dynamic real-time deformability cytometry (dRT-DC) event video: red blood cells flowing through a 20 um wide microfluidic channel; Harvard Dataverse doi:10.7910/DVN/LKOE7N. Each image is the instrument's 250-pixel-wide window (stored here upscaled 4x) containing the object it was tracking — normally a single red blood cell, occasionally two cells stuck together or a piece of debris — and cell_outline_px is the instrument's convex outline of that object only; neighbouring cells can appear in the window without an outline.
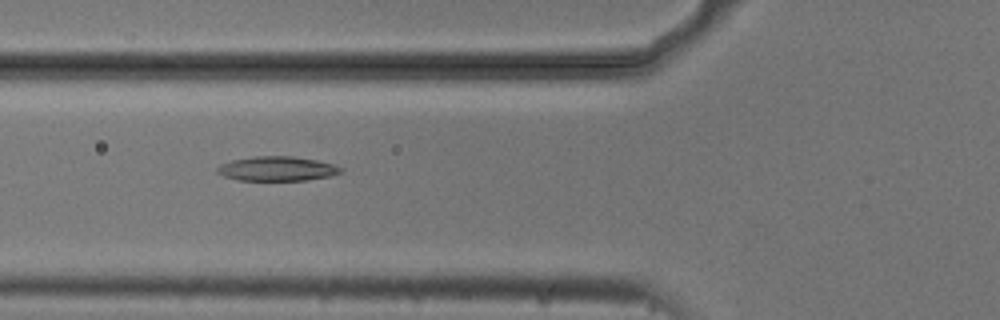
{"species": "common noctule bat (a hibernating species)", "species_latin": "Nyctalus noctula", "temperature_condition": "cold", "stored_images_in_passage": 29, "camera_frame_rate_fps": 3000, "um_per_image_px": 0.085, "animal": {"sex": "male", "body_mass_g": 20.5, "forearm_length_mm": 52.5}, "frame": {"image": 1, "passage_image": 3, "time_ms": 0.667, "image_size_px": [1000, 320], "cell_outline_px": [[344, 172], [332, 176], [304, 180], [236, 180], [224, 176], [216, 172], [216, 168], [220, 164], [232, 160], [252, 156], [292, 156], [316, 160], [336, 164], [344, 168]], "centroid_in_image_um": [23.59, 14.33], "position_along_channel_um": 102.2, "area_um2": 17.86}}
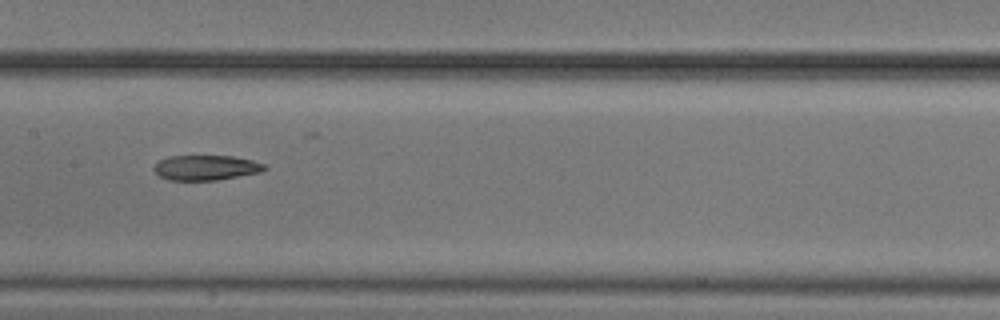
{"frame": {"image": 2, "passage_image": 10, "time_ms": 3.0, "image_size_px": [1000, 320], "cell_outline_px": [[268, 168], [260, 172], [216, 180], [168, 180], [160, 176], [152, 168], [160, 160], [168, 156], [232, 156], [252, 160], [264, 164]], "centroid_in_image_um": [17.5, 14.25], "position_along_channel_um": 189.9, "area_um2": 16.01}}
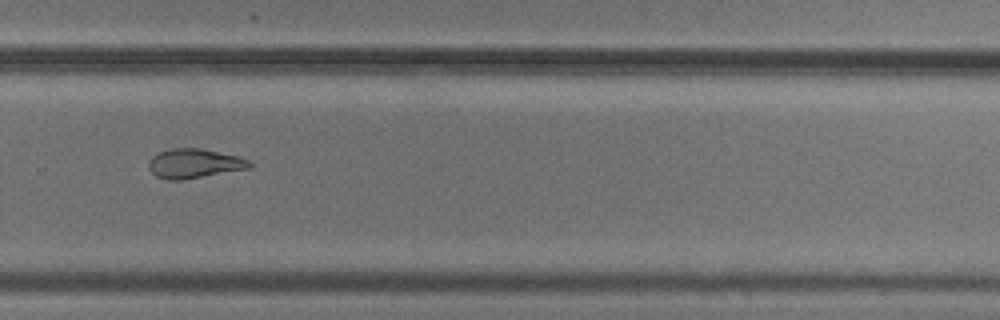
{"frame": {"image": 3, "passage_image": 20, "time_ms": 6.333, "image_size_px": [1000, 320], "cell_outline_px": [[252, 168], [180, 180], [168, 180], [156, 176], [148, 168], [148, 164], [152, 156], [160, 152], [172, 148], [200, 148], [240, 156], [248, 160], [252, 164]], "centroid_in_image_um": [16.53, 13.89], "position_along_channel_um": 313.3, "area_um2": 17.28}}